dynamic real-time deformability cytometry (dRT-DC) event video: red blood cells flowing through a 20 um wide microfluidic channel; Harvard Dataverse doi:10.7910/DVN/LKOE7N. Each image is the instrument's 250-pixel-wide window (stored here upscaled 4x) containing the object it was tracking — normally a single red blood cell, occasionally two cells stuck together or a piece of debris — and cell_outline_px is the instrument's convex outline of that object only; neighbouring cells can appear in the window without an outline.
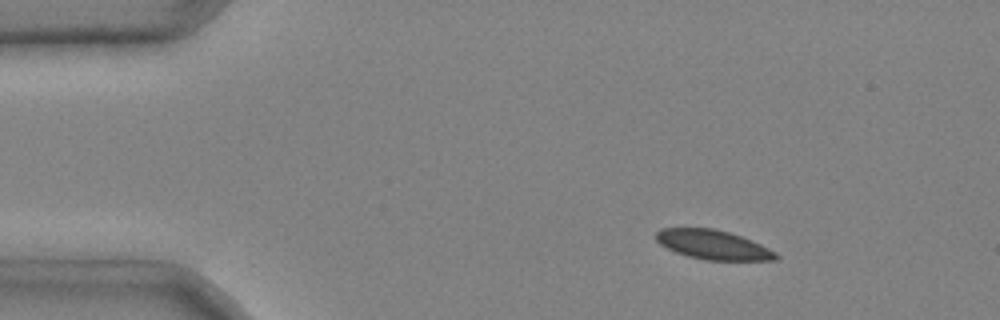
{"species": "common noctule bat (a hibernating species)", "species_latin": "Nyctalus noctula", "temperature_condition": "cold", "stored_images_in_passage": 3, "camera_frame_rate_fps": 3000, "um_per_image_px": 0.085, "animal": {"sex": "male", "body_mass_g": 20.4}, "frame": {"image": 1, "passage_image": 1, "time_ms": 0.0, "image_size_px": [1000, 320], "cell_outline_px": [[780, 256], [776, 260], [704, 260], [688, 256], [676, 252], [660, 244], [656, 240], [656, 232], [660, 228], [712, 228], [728, 232], [752, 240], [776, 252]], "centroid_in_image_um": [60.61, 20.8], "position_along_channel_um": 24.4, "area_um2": 20.4}}
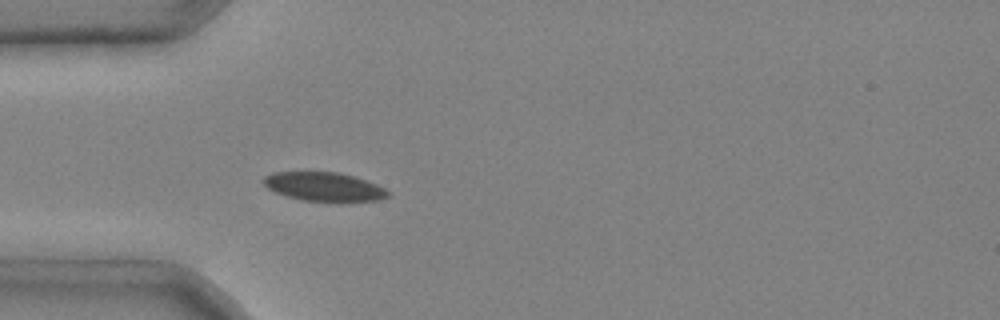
{"frame": {"image": 2, "passage_image": 3, "time_ms": 0.667, "image_size_px": [1000, 320], "cell_outline_px": [[388, 196], [376, 200], [300, 200], [276, 192], [268, 188], [264, 184], [264, 176], [272, 172], [336, 172], [352, 176], [376, 184], [384, 188], [388, 192]], "centroid_in_image_um": [27.48, 15.84], "position_along_channel_um": 57.5, "area_um2": 20.17}}